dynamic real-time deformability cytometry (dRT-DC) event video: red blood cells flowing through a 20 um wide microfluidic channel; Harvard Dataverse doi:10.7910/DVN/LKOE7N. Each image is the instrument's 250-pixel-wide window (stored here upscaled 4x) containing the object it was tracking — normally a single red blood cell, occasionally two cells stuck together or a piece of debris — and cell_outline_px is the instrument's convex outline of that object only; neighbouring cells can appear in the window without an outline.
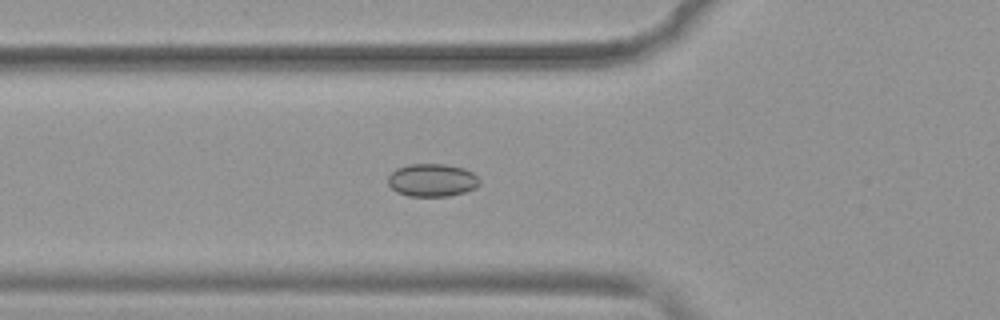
{"species": "common noctule bat (a hibernating species)", "species_latin": "Nyctalus noctula", "temperature_condition": "warm", "stored_images_in_passage": 40, "camera_frame_rate_fps": 3000, "um_per_image_px": 0.085, "animal": {"sex": "female", "body_mass_g": 19.9}, "frame": {"image": 1, "passage_image": 11, "time_ms": 3.333, "image_size_px": [1000, 320], "cell_outline_px": [[480, 184], [476, 188], [464, 192], [448, 196], [408, 196], [396, 192], [388, 184], [388, 176], [396, 168], [408, 164], [444, 164], [464, 168], [472, 172], [480, 180]], "centroid_in_image_um": [36.72, 15.31], "position_along_channel_um": 89.1, "area_um2": 17.63}}
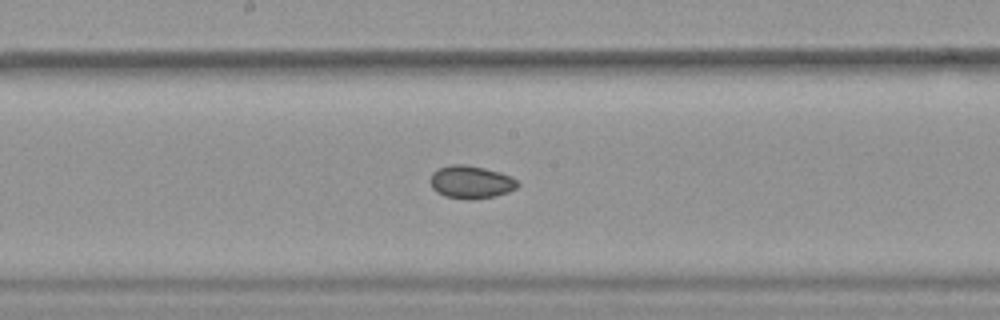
{"frame": {"image": 2, "passage_image": 20, "time_ms": 6.333, "image_size_px": [1000, 320], "cell_outline_px": [[520, 184], [516, 188], [508, 192], [496, 196], [472, 200], [468, 200], [444, 196], [436, 192], [432, 188], [428, 180], [432, 172], [440, 168], [452, 164], [464, 164], [484, 168], [500, 172], [516, 180]], "centroid_in_image_um": [39.99, 15.49], "position_along_channel_um": 208.2, "area_um2": 16.88}}
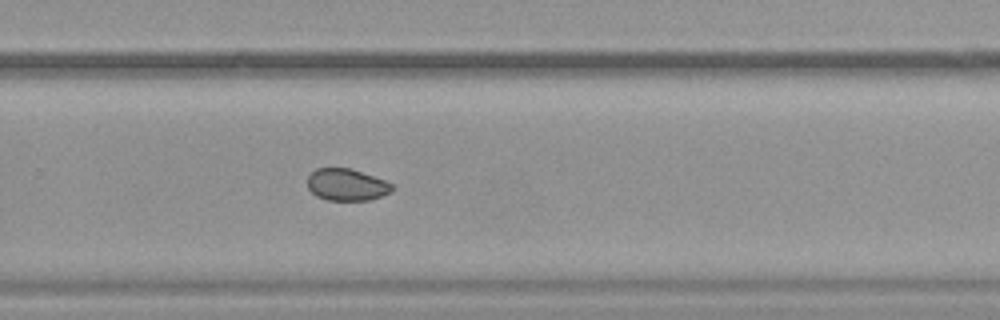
{"frame": {"image": 3, "passage_image": 27, "time_ms": 8.667, "image_size_px": [1000, 320], "cell_outline_px": [[396, 188], [392, 192], [368, 200], [328, 200], [316, 196], [308, 188], [308, 176], [316, 168], [352, 168], [384, 180], [392, 184]], "centroid_in_image_um": [29.48, 15.7], "position_along_channel_um": 300.3, "area_um2": 15.78}, "authors_computed_cell_mechanics": {"area_um2": 17.5134, "velocity_mm_per_s": 3.9671, "shape_relaxation_time_tau1_ms": null, "shape_relaxation_time_tau2_ms": 4.3342, "deformation_change_tau1": null, "deformation_change_tau2": 0.0569}}